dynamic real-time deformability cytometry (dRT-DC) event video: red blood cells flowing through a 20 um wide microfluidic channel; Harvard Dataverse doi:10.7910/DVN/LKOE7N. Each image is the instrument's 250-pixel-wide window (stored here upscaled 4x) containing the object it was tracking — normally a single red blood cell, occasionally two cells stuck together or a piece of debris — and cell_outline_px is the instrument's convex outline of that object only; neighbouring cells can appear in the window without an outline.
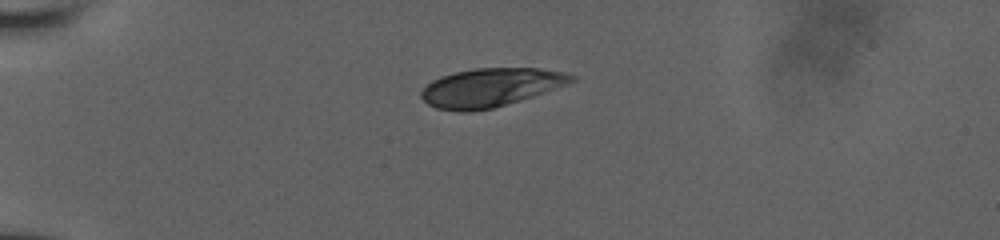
{"species": "human", "species_latin": "Homo sapiens", "temperature_condition": "room temperature", "stored_images_in_passage": 29, "camera_frame_rate_fps": 3000, "um_per_image_px": 0.085, "donor": {"sex": "male"}, "frame": {"image": 1, "passage_image": 1, "time_ms": 0.0, "image_size_px": [1000, 240], "cell_outline_px": [[576, 80], [532, 96], [492, 108], [472, 112], [460, 112], [436, 108], [428, 104], [420, 96], [420, 92], [432, 80], [440, 76], [472, 68], [536, 68], [564, 72], [576, 76]], "centroid_in_image_um": [41.65, 7.43], "position_along_channel_um": 43.4, "area_um2": 33.41}}
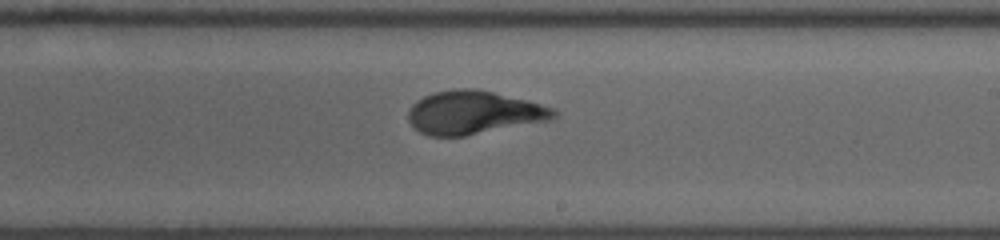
{"frame": {"image": 2, "passage_image": 17, "time_ms": 6.333, "image_size_px": [1000, 240], "cell_outline_px": [[556, 116], [548, 120], [464, 136], [428, 136], [420, 132], [408, 120], [408, 112], [412, 104], [416, 100], [432, 92], [456, 88], [476, 88], [540, 104], [552, 108], [556, 112]], "centroid_in_image_um": [40.19, 9.56], "position_along_channel_um": 248.8, "area_um2": 36.3}}
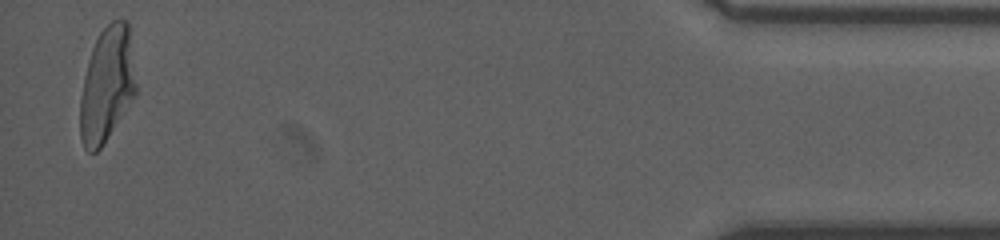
{"frame": {"image": 3, "passage_image": 29, "time_ms": 12.667, "image_size_px": [1000, 240], "cell_outline_px": [[136, 96], [100, 148], [96, 152], [88, 152], [84, 148], [80, 136], [80, 96], [84, 76], [88, 60], [92, 48], [100, 32], [112, 20], [128, 20], [136, 84]], "centroid_in_image_um": [9.09, 7.2], "position_along_channel_um": 426.1, "area_um2": 37.4}}